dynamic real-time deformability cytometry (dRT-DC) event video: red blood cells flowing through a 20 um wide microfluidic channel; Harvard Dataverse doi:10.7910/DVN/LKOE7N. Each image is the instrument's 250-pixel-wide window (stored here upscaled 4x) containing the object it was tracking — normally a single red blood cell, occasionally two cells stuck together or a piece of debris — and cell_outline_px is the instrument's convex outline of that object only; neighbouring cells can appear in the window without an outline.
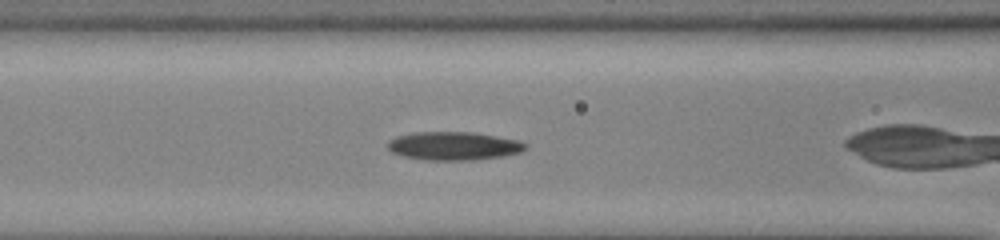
{"species": "common noctule bat (a hibernating species)", "species_latin": "Nyctalus noctula", "temperature_condition": "cold", "stored_images_in_passage": 26, "camera_frame_rate_fps": 3000, "um_per_image_px": 0.085, "animal": {"sex": "male", "body_mass_g": 13.0, "forearm_length_mm": 53.1}, "frame": {"image": 1, "passage_image": 6, "time_ms": 1.667, "image_size_px": [1000, 240], "cell_outline_px": [[528, 148], [520, 152], [500, 156], [472, 160], [424, 160], [400, 156], [392, 152], [388, 148], [388, 140], [396, 136], [416, 132], [472, 132], [520, 140], [528, 144]], "centroid_in_image_um": [38.55, 12.4], "position_along_channel_um": 128.0, "area_um2": 22.89}}
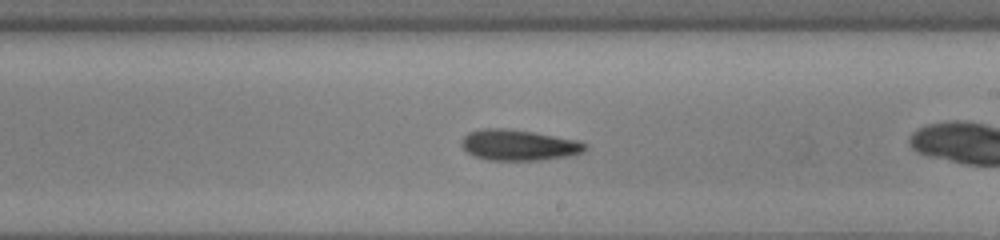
{"frame": {"image": 2, "passage_image": 15, "time_ms": 4.667, "image_size_px": [1000, 240], "cell_outline_px": [[588, 148], [584, 152], [568, 156], [540, 160], [488, 160], [472, 156], [460, 144], [460, 140], [468, 132], [480, 128], [508, 128], [532, 132], [576, 140], [588, 144]], "centroid_in_image_um": [44.06, 12.33], "position_along_channel_um": 244.9, "area_um2": 22.37}}
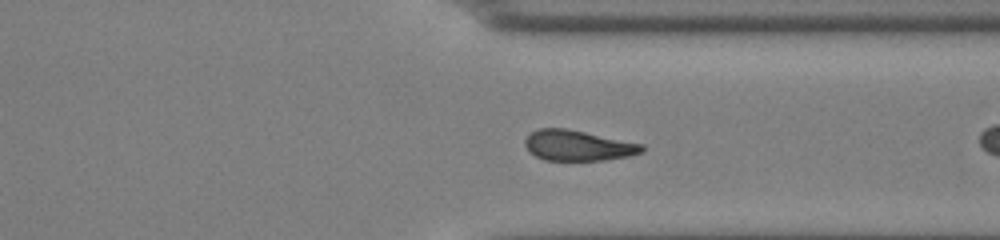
{"frame": {"image": 3, "passage_image": 24, "time_ms": 7.667, "image_size_px": [1000, 240], "cell_outline_px": [[644, 152], [628, 156], [604, 160], [544, 160], [528, 152], [524, 144], [524, 140], [532, 132], [540, 128], [564, 128], [644, 144]], "centroid_in_image_um": [49.12, 12.37], "position_along_channel_um": 362.3, "area_um2": 20.69}}